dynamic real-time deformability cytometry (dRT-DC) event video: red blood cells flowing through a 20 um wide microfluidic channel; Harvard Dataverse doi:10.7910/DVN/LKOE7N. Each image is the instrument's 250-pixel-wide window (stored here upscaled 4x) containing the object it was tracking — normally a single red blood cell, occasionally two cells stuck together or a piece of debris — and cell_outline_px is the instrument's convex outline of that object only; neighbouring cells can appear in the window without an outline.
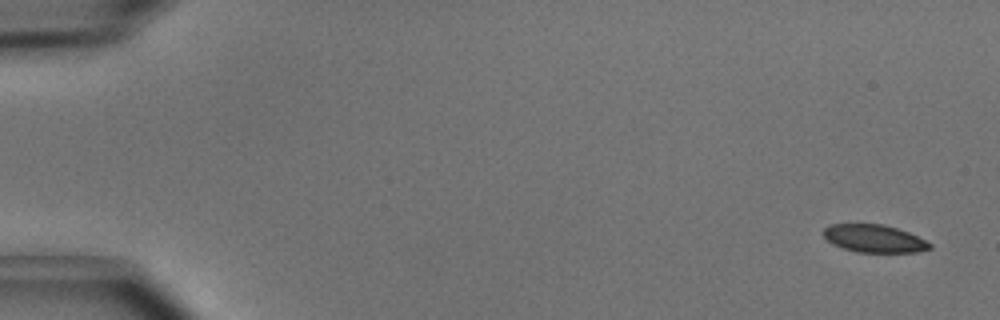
{"species": "common noctule bat (a hibernating species)", "species_latin": "Nyctalus noctula", "temperature_condition": "cold", "stored_images_in_passage": 4, "camera_frame_rate_fps": 3000, "um_per_image_px": 0.085, "animal": {"sex": "male", "body_mass_g": 15.6}, "frame": {"image": 1, "passage_image": 1, "time_ms": 0.0, "image_size_px": [1000, 320], "cell_outline_px": [[932, 248], [916, 252], [856, 252], [832, 244], [824, 236], [824, 228], [828, 224], [884, 224], [908, 232], [932, 244]], "centroid_in_image_um": [74.29, 20.27], "position_along_channel_um": 10.7, "area_um2": 17.05}}
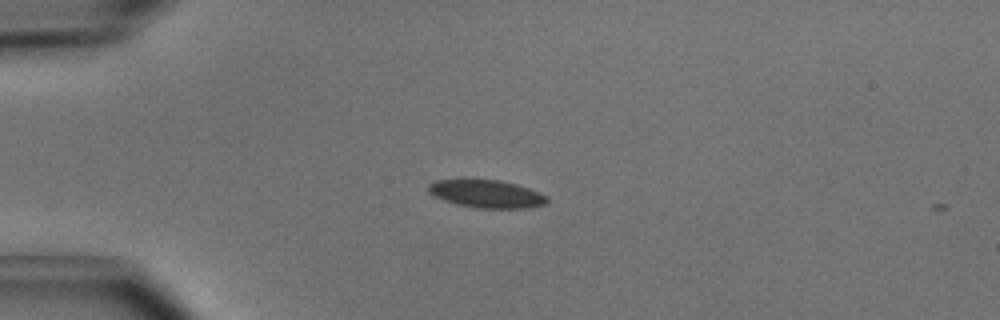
{"frame": {"image": 2, "passage_image": 4, "time_ms": 1.0, "image_size_px": [1000, 320], "cell_outline_px": [[548, 200], [544, 204], [528, 208], [480, 208], [460, 204], [444, 200], [428, 192], [428, 184], [432, 180], [500, 180], [516, 184], [540, 192], [548, 196]], "centroid_in_image_um": [41.38, 16.47], "position_along_channel_um": 43.6, "area_um2": 19.02}}